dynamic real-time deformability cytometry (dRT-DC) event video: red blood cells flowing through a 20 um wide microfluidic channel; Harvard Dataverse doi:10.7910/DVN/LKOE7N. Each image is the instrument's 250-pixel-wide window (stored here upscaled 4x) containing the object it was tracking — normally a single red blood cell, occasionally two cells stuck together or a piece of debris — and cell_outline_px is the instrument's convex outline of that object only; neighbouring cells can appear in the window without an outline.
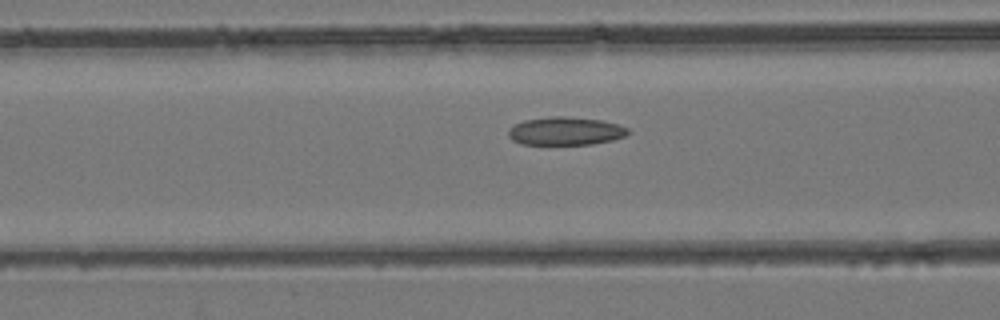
{"species": "common noctule bat (a hibernating species)", "species_latin": "Nyctalus noctula", "temperature_condition": "room temperature", "stored_images_in_passage": 44, "camera_frame_rate_fps": 3000, "um_per_image_px": 0.085, "animal": {"sex": "female", "body_mass_g": 24.6, "forearm_length_mm": 56.2}, "frame": {"image": 1, "passage_image": 18, "time_ms": 5.667, "image_size_px": [1000, 320], "cell_outline_px": [[632, 132], [624, 136], [612, 140], [592, 144], [520, 144], [512, 140], [508, 136], [508, 128], [524, 120], [552, 116], [564, 116], [600, 120], [616, 124], [628, 128]], "centroid_in_image_um": [48.05, 11.14], "position_along_channel_um": 118.6, "area_um2": 19.59}}
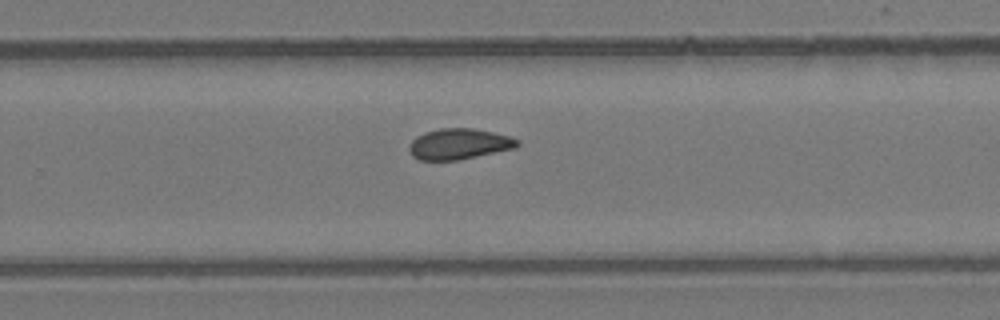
{"frame": {"image": 2, "passage_image": 29, "time_ms": 9.333, "image_size_px": [1000, 320], "cell_outline_px": [[520, 144], [516, 148], [456, 160], [420, 160], [412, 156], [408, 148], [408, 144], [416, 136], [424, 132], [440, 128], [472, 128], [492, 132], [508, 136], [520, 140]], "centroid_in_image_um": [38.99, 12.23], "position_along_channel_um": 290.8, "area_um2": 19.42}}
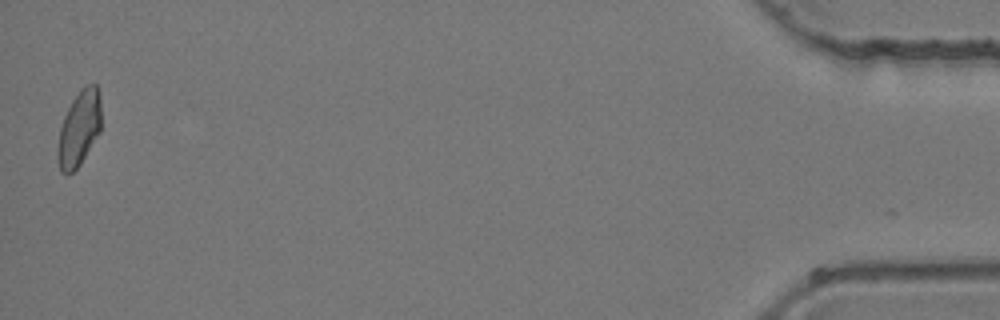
{"frame": {"image": 3, "passage_image": 44, "time_ms": 14.333, "image_size_px": [1000, 320], "cell_outline_px": [[100, 132], [80, 164], [72, 172], [60, 172], [56, 152], [60, 128], [64, 116], [72, 100], [80, 88], [88, 84], [96, 84], [100, 92]], "centroid_in_image_um": [6.72, 10.89], "position_along_channel_um": 428.5, "area_um2": 19.07}}